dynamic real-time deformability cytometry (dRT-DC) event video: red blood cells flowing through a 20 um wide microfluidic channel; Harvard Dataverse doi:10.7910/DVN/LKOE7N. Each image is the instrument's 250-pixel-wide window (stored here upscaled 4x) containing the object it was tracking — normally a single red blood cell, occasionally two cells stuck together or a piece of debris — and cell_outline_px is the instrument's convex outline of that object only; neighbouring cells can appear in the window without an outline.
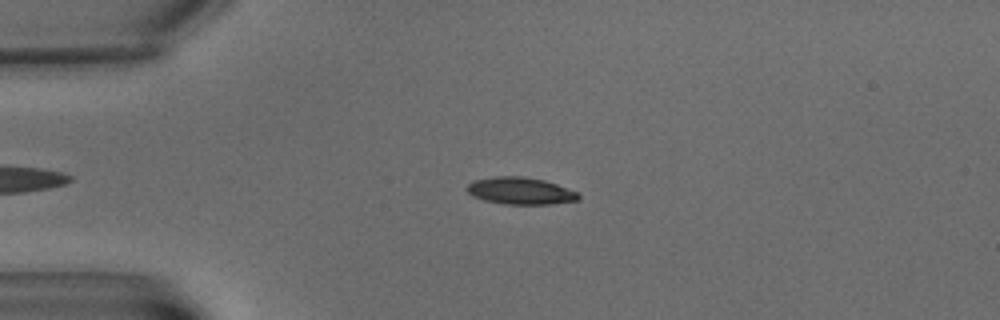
{"species": "common noctule bat (a hibernating species)", "species_latin": "Nyctalus noctula", "temperature_condition": "warm", "stored_images_in_passage": 3, "camera_frame_rate_fps": 3000, "um_per_image_px": 0.085, "animal": {"sex": "male", "body_mass_g": 15.6}, "frame": {"image": 1, "passage_image": 2, "time_ms": 2.0, "image_size_px": [1000, 320], "cell_outline_px": [[580, 196], [576, 200], [548, 204], [504, 204], [484, 200], [472, 196], [468, 192], [468, 184], [472, 180], [496, 176], [524, 176], [544, 180], [556, 184], [576, 192]], "centroid_in_image_um": [44.18, 16.21], "position_along_channel_um": 40.8, "area_um2": 17.4}}